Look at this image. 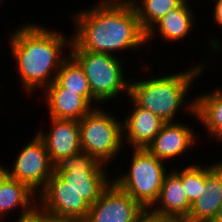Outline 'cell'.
Masks as SVG:
<instances>
[{
    "instance_id": "6da1fadb",
    "label": "cell",
    "mask_w": 222,
    "mask_h": 222,
    "mask_svg": "<svg viewBox=\"0 0 222 222\" xmlns=\"http://www.w3.org/2000/svg\"><path fill=\"white\" fill-rule=\"evenodd\" d=\"M92 6L70 15L75 25L72 41L81 50L118 57V51L130 49L137 53L147 46L146 32L135 9L121 6L115 0H101Z\"/></svg>"
},
{
    "instance_id": "7a4b0ae2",
    "label": "cell",
    "mask_w": 222,
    "mask_h": 222,
    "mask_svg": "<svg viewBox=\"0 0 222 222\" xmlns=\"http://www.w3.org/2000/svg\"><path fill=\"white\" fill-rule=\"evenodd\" d=\"M27 22L9 33L6 39L21 88L30 97L32 92L43 91L56 79L61 64L69 56L65 51L70 50L72 35L68 37L56 29Z\"/></svg>"
},
{
    "instance_id": "3957f363",
    "label": "cell",
    "mask_w": 222,
    "mask_h": 222,
    "mask_svg": "<svg viewBox=\"0 0 222 222\" xmlns=\"http://www.w3.org/2000/svg\"><path fill=\"white\" fill-rule=\"evenodd\" d=\"M205 66L204 62L196 63L187 70H179V73H167L164 76L160 73L159 76H150L149 79H133L130 81L128 97L140 107L160 117L165 123L179 122L175 120V116H179L181 110L197 118L195 98L190 100L187 96L192 84L204 73Z\"/></svg>"
},
{
    "instance_id": "277c9868",
    "label": "cell",
    "mask_w": 222,
    "mask_h": 222,
    "mask_svg": "<svg viewBox=\"0 0 222 222\" xmlns=\"http://www.w3.org/2000/svg\"><path fill=\"white\" fill-rule=\"evenodd\" d=\"M68 53L82 67L92 96L101 105L104 102L106 105L110 100L116 101L115 99L124 93V96L127 94L125 97L129 96L131 79L125 78V62L120 56L81 50L73 41Z\"/></svg>"
},
{
    "instance_id": "5b68a950",
    "label": "cell",
    "mask_w": 222,
    "mask_h": 222,
    "mask_svg": "<svg viewBox=\"0 0 222 222\" xmlns=\"http://www.w3.org/2000/svg\"><path fill=\"white\" fill-rule=\"evenodd\" d=\"M126 173H119L112 181L147 211L160 195L162 182L167 173V162L158 159L147 149L133 148ZM166 163V164H165ZM128 173V174H127Z\"/></svg>"
},
{
    "instance_id": "8992f818",
    "label": "cell",
    "mask_w": 222,
    "mask_h": 222,
    "mask_svg": "<svg viewBox=\"0 0 222 222\" xmlns=\"http://www.w3.org/2000/svg\"><path fill=\"white\" fill-rule=\"evenodd\" d=\"M104 108H94L79 121L80 145L83 152L109 165V162L116 160L125 144L122 120L107 111L108 107Z\"/></svg>"
},
{
    "instance_id": "52a82bcc",
    "label": "cell",
    "mask_w": 222,
    "mask_h": 222,
    "mask_svg": "<svg viewBox=\"0 0 222 222\" xmlns=\"http://www.w3.org/2000/svg\"><path fill=\"white\" fill-rule=\"evenodd\" d=\"M106 168V169H105ZM108 166L86 152L58 159L53 164V174L59 175L71 189L93 205L110 185Z\"/></svg>"
},
{
    "instance_id": "ba28073f",
    "label": "cell",
    "mask_w": 222,
    "mask_h": 222,
    "mask_svg": "<svg viewBox=\"0 0 222 222\" xmlns=\"http://www.w3.org/2000/svg\"><path fill=\"white\" fill-rule=\"evenodd\" d=\"M32 140V141H31ZM30 142L19 149L13 166L8 169L0 164V168L11 178L28 185L35 193H39L53 174V164L43 141L37 134Z\"/></svg>"
},
{
    "instance_id": "9c48e42d",
    "label": "cell",
    "mask_w": 222,
    "mask_h": 222,
    "mask_svg": "<svg viewBox=\"0 0 222 222\" xmlns=\"http://www.w3.org/2000/svg\"><path fill=\"white\" fill-rule=\"evenodd\" d=\"M147 212L112 181L90 206L86 222H139Z\"/></svg>"
},
{
    "instance_id": "30bf717a",
    "label": "cell",
    "mask_w": 222,
    "mask_h": 222,
    "mask_svg": "<svg viewBox=\"0 0 222 222\" xmlns=\"http://www.w3.org/2000/svg\"><path fill=\"white\" fill-rule=\"evenodd\" d=\"M37 195L38 206L49 213L84 220L88 216L91 205L59 175L52 174Z\"/></svg>"
},
{
    "instance_id": "8fae6325",
    "label": "cell",
    "mask_w": 222,
    "mask_h": 222,
    "mask_svg": "<svg viewBox=\"0 0 222 222\" xmlns=\"http://www.w3.org/2000/svg\"><path fill=\"white\" fill-rule=\"evenodd\" d=\"M181 122L165 123L146 149L164 162H171L177 157L180 159L186 151L190 152L189 149L196 144L198 135L189 123Z\"/></svg>"
},
{
    "instance_id": "7c38bea8",
    "label": "cell",
    "mask_w": 222,
    "mask_h": 222,
    "mask_svg": "<svg viewBox=\"0 0 222 222\" xmlns=\"http://www.w3.org/2000/svg\"><path fill=\"white\" fill-rule=\"evenodd\" d=\"M50 129L37 131L54 164L58 159L81 152L78 120L54 119L49 117ZM44 131V132H43ZM48 131V132H47Z\"/></svg>"
},
{
    "instance_id": "4fadbf2b",
    "label": "cell",
    "mask_w": 222,
    "mask_h": 222,
    "mask_svg": "<svg viewBox=\"0 0 222 222\" xmlns=\"http://www.w3.org/2000/svg\"><path fill=\"white\" fill-rule=\"evenodd\" d=\"M222 204V161L205 165V185L192 203L186 222H212Z\"/></svg>"
},
{
    "instance_id": "5bb4252c",
    "label": "cell",
    "mask_w": 222,
    "mask_h": 222,
    "mask_svg": "<svg viewBox=\"0 0 222 222\" xmlns=\"http://www.w3.org/2000/svg\"><path fill=\"white\" fill-rule=\"evenodd\" d=\"M129 99L133 109L128 110L130 112L122 120L123 142L132 149H146L165 122L147 109L137 105L130 97Z\"/></svg>"
},
{
    "instance_id": "9a60e30c",
    "label": "cell",
    "mask_w": 222,
    "mask_h": 222,
    "mask_svg": "<svg viewBox=\"0 0 222 222\" xmlns=\"http://www.w3.org/2000/svg\"><path fill=\"white\" fill-rule=\"evenodd\" d=\"M181 178L171 169L163 178L158 200L148 210L156 217L186 219L191 209Z\"/></svg>"
},
{
    "instance_id": "2e32d148",
    "label": "cell",
    "mask_w": 222,
    "mask_h": 222,
    "mask_svg": "<svg viewBox=\"0 0 222 222\" xmlns=\"http://www.w3.org/2000/svg\"><path fill=\"white\" fill-rule=\"evenodd\" d=\"M42 92L49 117L54 119L80 121L95 108L85 97L66 91L56 80Z\"/></svg>"
},
{
    "instance_id": "e0dca14e",
    "label": "cell",
    "mask_w": 222,
    "mask_h": 222,
    "mask_svg": "<svg viewBox=\"0 0 222 222\" xmlns=\"http://www.w3.org/2000/svg\"><path fill=\"white\" fill-rule=\"evenodd\" d=\"M188 2L189 0H185L179 7L170 10L146 32V44L148 46H150V42H153L152 39L158 37L168 43H175V41L187 39L189 34L192 35L195 15L192 10L194 7L189 6L191 4Z\"/></svg>"
},
{
    "instance_id": "ac0fdd59",
    "label": "cell",
    "mask_w": 222,
    "mask_h": 222,
    "mask_svg": "<svg viewBox=\"0 0 222 222\" xmlns=\"http://www.w3.org/2000/svg\"><path fill=\"white\" fill-rule=\"evenodd\" d=\"M38 205V195L28 185L11 178L0 168V220L20 209V216ZM7 215V216H5Z\"/></svg>"
},
{
    "instance_id": "d6986e66",
    "label": "cell",
    "mask_w": 222,
    "mask_h": 222,
    "mask_svg": "<svg viewBox=\"0 0 222 222\" xmlns=\"http://www.w3.org/2000/svg\"><path fill=\"white\" fill-rule=\"evenodd\" d=\"M205 93V94H204ZM195 97L197 121L202 123L210 139L222 141V88ZM215 138V139H214Z\"/></svg>"
},
{
    "instance_id": "ffe728a7",
    "label": "cell",
    "mask_w": 222,
    "mask_h": 222,
    "mask_svg": "<svg viewBox=\"0 0 222 222\" xmlns=\"http://www.w3.org/2000/svg\"><path fill=\"white\" fill-rule=\"evenodd\" d=\"M66 91L85 97L95 108L99 102L92 96L88 80L80 64L69 54L63 61L55 79ZM97 104L99 106H97Z\"/></svg>"
},
{
    "instance_id": "44dd1931",
    "label": "cell",
    "mask_w": 222,
    "mask_h": 222,
    "mask_svg": "<svg viewBox=\"0 0 222 222\" xmlns=\"http://www.w3.org/2000/svg\"><path fill=\"white\" fill-rule=\"evenodd\" d=\"M185 0H144L136 8L142 29L147 32L170 10L179 7Z\"/></svg>"
},
{
    "instance_id": "7402d4cb",
    "label": "cell",
    "mask_w": 222,
    "mask_h": 222,
    "mask_svg": "<svg viewBox=\"0 0 222 222\" xmlns=\"http://www.w3.org/2000/svg\"><path fill=\"white\" fill-rule=\"evenodd\" d=\"M191 163L185 168L172 170L181 178L182 184L187 194L188 201L192 204L198 197L201 191V185H205V164Z\"/></svg>"
},
{
    "instance_id": "603a6c76",
    "label": "cell",
    "mask_w": 222,
    "mask_h": 222,
    "mask_svg": "<svg viewBox=\"0 0 222 222\" xmlns=\"http://www.w3.org/2000/svg\"><path fill=\"white\" fill-rule=\"evenodd\" d=\"M16 220L17 222H43V209L37 205L29 213L21 216L19 215Z\"/></svg>"
},
{
    "instance_id": "cb8c5ba5",
    "label": "cell",
    "mask_w": 222,
    "mask_h": 222,
    "mask_svg": "<svg viewBox=\"0 0 222 222\" xmlns=\"http://www.w3.org/2000/svg\"><path fill=\"white\" fill-rule=\"evenodd\" d=\"M43 222H86V220L75 217L59 216L43 210Z\"/></svg>"
},
{
    "instance_id": "d4e9b609",
    "label": "cell",
    "mask_w": 222,
    "mask_h": 222,
    "mask_svg": "<svg viewBox=\"0 0 222 222\" xmlns=\"http://www.w3.org/2000/svg\"><path fill=\"white\" fill-rule=\"evenodd\" d=\"M215 2V4L213 3V10L212 11H214L213 13H212V17H213V21H215L214 23L218 26V27H220V28H222V0H214ZM222 31V30H221Z\"/></svg>"
},
{
    "instance_id": "484cf974",
    "label": "cell",
    "mask_w": 222,
    "mask_h": 222,
    "mask_svg": "<svg viewBox=\"0 0 222 222\" xmlns=\"http://www.w3.org/2000/svg\"><path fill=\"white\" fill-rule=\"evenodd\" d=\"M145 222H186V221L184 219L156 217L147 212L145 214Z\"/></svg>"
},
{
    "instance_id": "4316f807",
    "label": "cell",
    "mask_w": 222,
    "mask_h": 222,
    "mask_svg": "<svg viewBox=\"0 0 222 222\" xmlns=\"http://www.w3.org/2000/svg\"><path fill=\"white\" fill-rule=\"evenodd\" d=\"M119 5L135 9L144 0H115Z\"/></svg>"
},
{
    "instance_id": "83f0119b",
    "label": "cell",
    "mask_w": 222,
    "mask_h": 222,
    "mask_svg": "<svg viewBox=\"0 0 222 222\" xmlns=\"http://www.w3.org/2000/svg\"><path fill=\"white\" fill-rule=\"evenodd\" d=\"M212 222H222V204L219 207V209L215 215V218L212 220Z\"/></svg>"
},
{
    "instance_id": "f1b7e54d",
    "label": "cell",
    "mask_w": 222,
    "mask_h": 222,
    "mask_svg": "<svg viewBox=\"0 0 222 222\" xmlns=\"http://www.w3.org/2000/svg\"><path fill=\"white\" fill-rule=\"evenodd\" d=\"M139 222H145V215L143 216V218Z\"/></svg>"
},
{
    "instance_id": "f546056e",
    "label": "cell",
    "mask_w": 222,
    "mask_h": 222,
    "mask_svg": "<svg viewBox=\"0 0 222 222\" xmlns=\"http://www.w3.org/2000/svg\"><path fill=\"white\" fill-rule=\"evenodd\" d=\"M3 1H5V0H0V5H1V6L3 5V4H2V3H3Z\"/></svg>"
}]
</instances>
